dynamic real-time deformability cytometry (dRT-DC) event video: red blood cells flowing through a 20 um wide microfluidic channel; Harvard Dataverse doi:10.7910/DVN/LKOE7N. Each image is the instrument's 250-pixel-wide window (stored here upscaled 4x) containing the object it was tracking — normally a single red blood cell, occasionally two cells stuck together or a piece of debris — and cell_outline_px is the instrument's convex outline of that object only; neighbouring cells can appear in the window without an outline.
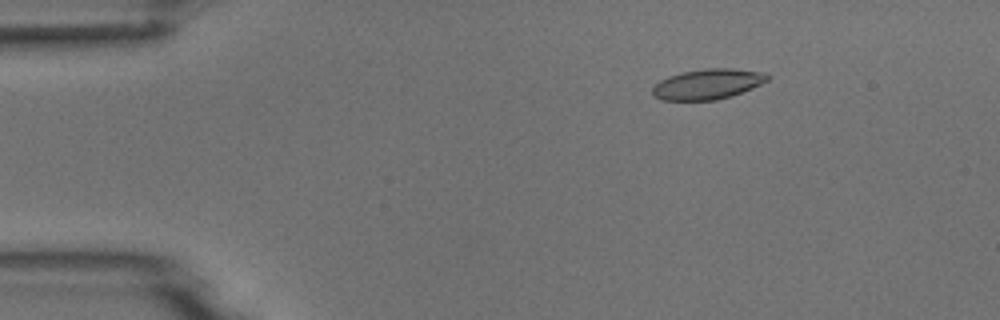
{"species": "common noctule bat (a hibernating species)", "species_latin": "Nyctalus noctula", "temperature_condition": "room temperature", "stored_images_in_passage": 4, "camera_frame_rate_fps": 3000, "um_per_image_px": 0.085, "animal": {"sex": "male", "body_mass_g": 18.8}, "frame": {"image": 1, "passage_image": 2, "time_ms": 2.0, "image_size_px": [1000, 320], "cell_outline_px": [[772, 76], [768, 80], [752, 88], [732, 96], [716, 100], [660, 100], [652, 96], [652, 88], [660, 80], [668, 76], [684, 72], [704, 68], [732, 68], [764, 72]], "centroid_in_image_um": [60.16, 7.15], "position_along_channel_um": 24.8, "area_um2": 20.46}}